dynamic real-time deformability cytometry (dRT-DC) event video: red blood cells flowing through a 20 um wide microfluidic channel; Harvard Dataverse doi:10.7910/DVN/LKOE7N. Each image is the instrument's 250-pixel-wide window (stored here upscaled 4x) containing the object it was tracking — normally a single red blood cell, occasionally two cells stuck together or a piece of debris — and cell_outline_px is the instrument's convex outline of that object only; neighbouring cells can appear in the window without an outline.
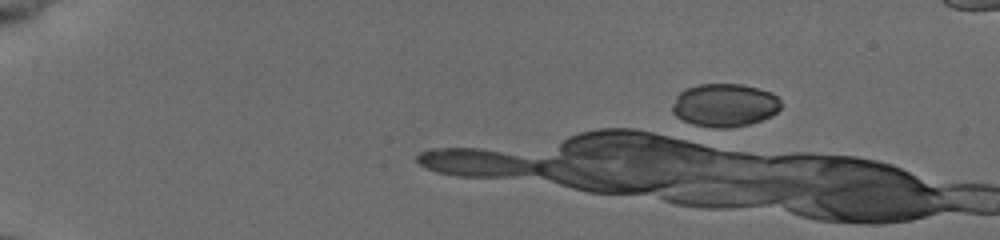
{"species": "common noctule bat (a hibernating species)", "species_latin": "Nyctalus noctula", "temperature_condition": "cold", "stored_images_in_passage": 1, "camera_frame_rate_fps": 3000, "um_per_image_px": 0.085, "animal": {"sex": "female", "body_mass_g": 19.5, "forearm_length_mm": 54.1}, "frame": {"image": 1, "passage_image": 1, "time_ms": 0.0, "image_size_px": [1000, 240], "cell_outline_px": [[780, 108], [772, 116], [748, 124], [728, 128], [700, 128], [676, 116], [672, 112], [672, 108], [676, 96], [680, 92], [688, 88], [700, 84], [740, 84], [756, 88], [768, 92], [776, 96], [780, 100]], "centroid_in_image_um": [61.56, 8.96], "position_along_channel_um": 23.4, "area_um2": 27.22}}